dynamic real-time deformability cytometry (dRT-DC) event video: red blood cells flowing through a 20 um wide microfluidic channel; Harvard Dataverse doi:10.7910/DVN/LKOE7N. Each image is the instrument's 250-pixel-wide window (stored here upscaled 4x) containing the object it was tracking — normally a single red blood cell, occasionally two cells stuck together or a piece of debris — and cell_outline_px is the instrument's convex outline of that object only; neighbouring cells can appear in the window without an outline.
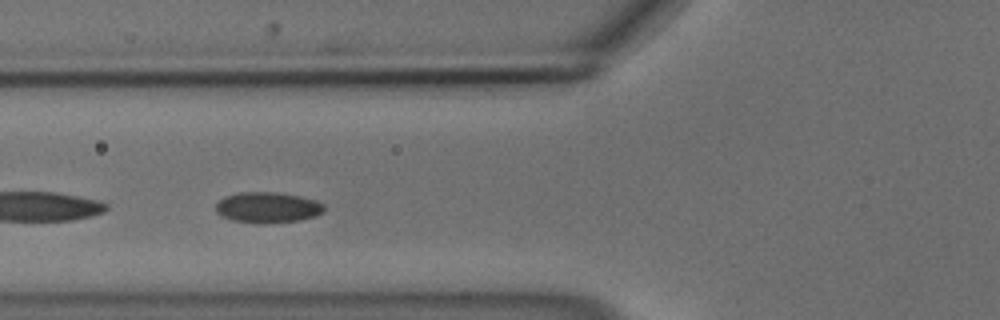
{"species": "common noctule bat (a hibernating species)", "species_latin": "Nyctalus noctula", "temperature_condition": "cold", "stored_images_in_passage": 44, "camera_frame_rate_fps": 3000, "um_per_image_px": 0.085, "animal": {"sex": "male", "body_mass_g": 18.8}, "frame": {"image": 1, "passage_image": 10, "time_ms": 3.0, "image_size_px": [1000, 320], "cell_outline_px": [[324, 212], [316, 216], [300, 220], [232, 220], [220, 216], [216, 212], [216, 204], [224, 196], [240, 192], [276, 192], [300, 196], [316, 200], [324, 204]], "centroid_in_image_um": [22.76, 17.57], "position_along_channel_um": 103.0, "area_um2": 18.61}}
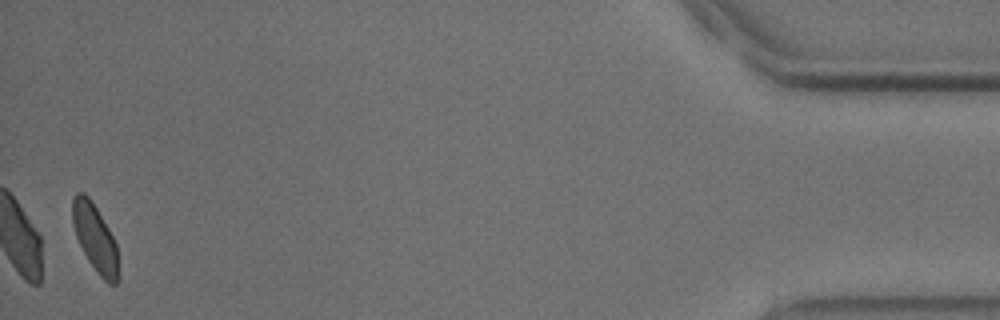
{"frame": {"image": 2, "passage_image": 43, "time_ms": 14.0, "image_size_px": [1000, 320], "cell_outline_px": [[116, 284], [108, 284], [100, 276], [88, 260], [76, 236], [72, 224], [72, 196], [76, 192], [84, 192], [88, 196], [96, 208], [108, 228], [116, 244]], "centroid_in_image_um": [8.02, 20.16], "position_along_channel_um": 427.2, "area_um2": 17.46}, "authors_computed_cell_mechanics": {"area_um2": 18.9006, "velocity_mm_per_s": 3.6704, "shape_relaxation_time_tau1_ms": 4.1548, "shape_relaxation_time_tau2_ms": 4.5346, "deformation_change_tau1": 0.0559, "deformation_change_tau2": 0.0823}}